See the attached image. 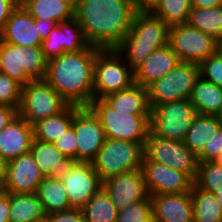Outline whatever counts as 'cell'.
<instances>
[{
    "instance_id": "6da1fadb",
    "label": "cell",
    "mask_w": 222,
    "mask_h": 222,
    "mask_svg": "<svg viewBox=\"0 0 222 222\" xmlns=\"http://www.w3.org/2000/svg\"><path fill=\"white\" fill-rule=\"evenodd\" d=\"M136 13L130 0L74 2V18L87 42L99 49H115L127 35Z\"/></svg>"
},
{
    "instance_id": "7a4b0ae2",
    "label": "cell",
    "mask_w": 222,
    "mask_h": 222,
    "mask_svg": "<svg viewBox=\"0 0 222 222\" xmlns=\"http://www.w3.org/2000/svg\"><path fill=\"white\" fill-rule=\"evenodd\" d=\"M99 48L64 52L47 62L46 82L69 104L89 106L93 100L94 63Z\"/></svg>"
},
{
    "instance_id": "3957f363",
    "label": "cell",
    "mask_w": 222,
    "mask_h": 222,
    "mask_svg": "<svg viewBox=\"0 0 222 222\" xmlns=\"http://www.w3.org/2000/svg\"><path fill=\"white\" fill-rule=\"evenodd\" d=\"M169 28L150 12H137L127 35L115 49L135 71L153 51L169 44Z\"/></svg>"
},
{
    "instance_id": "277c9868",
    "label": "cell",
    "mask_w": 222,
    "mask_h": 222,
    "mask_svg": "<svg viewBox=\"0 0 222 222\" xmlns=\"http://www.w3.org/2000/svg\"><path fill=\"white\" fill-rule=\"evenodd\" d=\"M89 107L99 117L108 139L145 143L150 131V115L116 111L103 99H93Z\"/></svg>"
},
{
    "instance_id": "5b68a950",
    "label": "cell",
    "mask_w": 222,
    "mask_h": 222,
    "mask_svg": "<svg viewBox=\"0 0 222 222\" xmlns=\"http://www.w3.org/2000/svg\"><path fill=\"white\" fill-rule=\"evenodd\" d=\"M144 144L106 138L91 162L101 182L110 177L140 169Z\"/></svg>"
},
{
    "instance_id": "8992f818",
    "label": "cell",
    "mask_w": 222,
    "mask_h": 222,
    "mask_svg": "<svg viewBox=\"0 0 222 222\" xmlns=\"http://www.w3.org/2000/svg\"><path fill=\"white\" fill-rule=\"evenodd\" d=\"M47 62L41 46L22 47L2 41L0 72L16 80L22 86L31 80L44 79Z\"/></svg>"
},
{
    "instance_id": "52a82bcc",
    "label": "cell",
    "mask_w": 222,
    "mask_h": 222,
    "mask_svg": "<svg viewBox=\"0 0 222 222\" xmlns=\"http://www.w3.org/2000/svg\"><path fill=\"white\" fill-rule=\"evenodd\" d=\"M93 99L129 88L134 84V71L116 49H99L94 63Z\"/></svg>"
},
{
    "instance_id": "ba28073f",
    "label": "cell",
    "mask_w": 222,
    "mask_h": 222,
    "mask_svg": "<svg viewBox=\"0 0 222 222\" xmlns=\"http://www.w3.org/2000/svg\"><path fill=\"white\" fill-rule=\"evenodd\" d=\"M199 77V64L179 62L173 70L146 87L150 109L162 103L189 99Z\"/></svg>"
},
{
    "instance_id": "9c48e42d",
    "label": "cell",
    "mask_w": 222,
    "mask_h": 222,
    "mask_svg": "<svg viewBox=\"0 0 222 222\" xmlns=\"http://www.w3.org/2000/svg\"><path fill=\"white\" fill-rule=\"evenodd\" d=\"M197 111L189 99L159 104L151 108L150 132L172 141H184Z\"/></svg>"
},
{
    "instance_id": "30bf717a",
    "label": "cell",
    "mask_w": 222,
    "mask_h": 222,
    "mask_svg": "<svg viewBox=\"0 0 222 222\" xmlns=\"http://www.w3.org/2000/svg\"><path fill=\"white\" fill-rule=\"evenodd\" d=\"M69 103L45 79L22 86L18 115L30 125L62 112Z\"/></svg>"
},
{
    "instance_id": "8fae6325",
    "label": "cell",
    "mask_w": 222,
    "mask_h": 222,
    "mask_svg": "<svg viewBox=\"0 0 222 222\" xmlns=\"http://www.w3.org/2000/svg\"><path fill=\"white\" fill-rule=\"evenodd\" d=\"M142 160H150L188 174L197 176V157L186 147L184 141H172L155 136L150 131L144 144Z\"/></svg>"
},
{
    "instance_id": "7c38bea8",
    "label": "cell",
    "mask_w": 222,
    "mask_h": 222,
    "mask_svg": "<svg viewBox=\"0 0 222 222\" xmlns=\"http://www.w3.org/2000/svg\"><path fill=\"white\" fill-rule=\"evenodd\" d=\"M169 45L180 62L200 64L218 51V41L188 24L170 26Z\"/></svg>"
},
{
    "instance_id": "4fadbf2b",
    "label": "cell",
    "mask_w": 222,
    "mask_h": 222,
    "mask_svg": "<svg viewBox=\"0 0 222 222\" xmlns=\"http://www.w3.org/2000/svg\"><path fill=\"white\" fill-rule=\"evenodd\" d=\"M71 208L81 209L102 187L97 172L89 162H70L59 174Z\"/></svg>"
},
{
    "instance_id": "5bb4252c",
    "label": "cell",
    "mask_w": 222,
    "mask_h": 222,
    "mask_svg": "<svg viewBox=\"0 0 222 222\" xmlns=\"http://www.w3.org/2000/svg\"><path fill=\"white\" fill-rule=\"evenodd\" d=\"M72 126L77 136V162L91 163L106 139L99 117L89 106L75 105Z\"/></svg>"
},
{
    "instance_id": "9a60e30c",
    "label": "cell",
    "mask_w": 222,
    "mask_h": 222,
    "mask_svg": "<svg viewBox=\"0 0 222 222\" xmlns=\"http://www.w3.org/2000/svg\"><path fill=\"white\" fill-rule=\"evenodd\" d=\"M141 168L149 196L182 194L192 190L194 180L186 173L150 160H142Z\"/></svg>"
},
{
    "instance_id": "2e32d148",
    "label": "cell",
    "mask_w": 222,
    "mask_h": 222,
    "mask_svg": "<svg viewBox=\"0 0 222 222\" xmlns=\"http://www.w3.org/2000/svg\"><path fill=\"white\" fill-rule=\"evenodd\" d=\"M44 177L33 155L28 152L7 161L6 179L1 191L13 194L36 193Z\"/></svg>"
},
{
    "instance_id": "e0dca14e",
    "label": "cell",
    "mask_w": 222,
    "mask_h": 222,
    "mask_svg": "<svg viewBox=\"0 0 222 222\" xmlns=\"http://www.w3.org/2000/svg\"><path fill=\"white\" fill-rule=\"evenodd\" d=\"M102 187L118 210L149 196L142 168L110 177L102 182Z\"/></svg>"
},
{
    "instance_id": "ac0fdd59",
    "label": "cell",
    "mask_w": 222,
    "mask_h": 222,
    "mask_svg": "<svg viewBox=\"0 0 222 222\" xmlns=\"http://www.w3.org/2000/svg\"><path fill=\"white\" fill-rule=\"evenodd\" d=\"M89 45L82 28L73 17L57 24L49 36L43 40L41 47L45 58L50 60L64 52H80Z\"/></svg>"
},
{
    "instance_id": "d6986e66",
    "label": "cell",
    "mask_w": 222,
    "mask_h": 222,
    "mask_svg": "<svg viewBox=\"0 0 222 222\" xmlns=\"http://www.w3.org/2000/svg\"><path fill=\"white\" fill-rule=\"evenodd\" d=\"M3 42L22 47L42 46L38 26L33 18L22 5H18L11 13L4 28L0 32Z\"/></svg>"
},
{
    "instance_id": "ffe728a7",
    "label": "cell",
    "mask_w": 222,
    "mask_h": 222,
    "mask_svg": "<svg viewBox=\"0 0 222 222\" xmlns=\"http://www.w3.org/2000/svg\"><path fill=\"white\" fill-rule=\"evenodd\" d=\"M154 222H193L191 192L150 196Z\"/></svg>"
},
{
    "instance_id": "44dd1931",
    "label": "cell",
    "mask_w": 222,
    "mask_h": 222,
    "mask_svg": "<svg viewBox=\"0 0 222 222\" xmlns=\"http://www.w3.org/2000/svg\"><path fill=\"white\" fill-rule=\"evenodd\" d=\"M33 139V125L17 115L0 131V156L9 161L30 152Z\"/></svg>"
},
{
    "instance_id": "7402d4cb",
    "label": "cell",
    "mask_w": 222,
    "mask_h": 222,
    "mask_svg": "<svg viewBox=\"0 0 222 222\" xmlns=\"http://www.w3.org/2000/svg\"><path fill=\"white\" fill-rule=\"evenodd\" d=\"M179 62L178 56L167 44L153 51L134 71V82L147 87L173 70Z\"/></svg>"
},
{
    "instance_id": "603a6c76",
    "label": "cell",
    "mask_w": 222,
    "mask_h": 222,
    "mask_svg": "<svg viewBox=\"0 0 222 222\" xmlns=\"http://www.w3.org/2000/svg\"><path fill=\"white\" fill-rule=\"evenodd\" d=\"M103 100L116 111L133 115H150L147 88L134 83L129 88L110 94Z\"/></svg>"
},
{
    "instance_id": "cb8c5ba5",
    "label": "cell",
    "mask_w": 222,
    "mask_h": 222,
    "mask_svg": "<svg viewBox=\"0 0 222 222\" xmlns=\"http://www.w3.org/2000/svg\"><path fill=\"white\" fill-rule=\"evenodd\" d=\"M46 215L36 193H10L9 222H44Z\"/></svg>"
},
{
    "instance_id": "d4e9b609",
    "label": "cell",
    "mask_w": 222,
    "mask_h": 222,
    "mask_svg": "<svg viewBox=\"0 0 222 222\" xmlns=\"http://www.w3.org/2000/svg\"><path fill=\"white\" fill-rule=\"evenodd\" d=\"M221 127L222 124L215 115L197 114L187 131L184 144L198 157L202 153L205 145L209 143Z\"/></svg>"
},
{
    "instance_id": "484cf974",
    "label": "cell",
    "mask_w": 222,
    "mask_h": 222,
    "mask_svg": "<svg viewBox=\"0 0 222 222\" xmlns=\"http://www.w3.org/2000/svg\"><path fill=\"white\" fill-rule=\"evenodd\" d=\"M75 115V105L69 104L62 112L33 124L34 139L53 143L72 126Z\"/></svg>"
},
{
    "instance_id": "4316f807",
    "label": "cell",
    "mask_w": 222,
    "mask_h": 222,
    "mask_svg": "<svg viewBox=\"0 0 222 222\" xmlns=\"http://www.w3.org/2000/svg\"><path fill=\"white\" fill-rule=\"evenodd\" d=\"M21 5L35 19H50L59 24L74 17L72 0H26Z\"/></svg>"
},
{
    "instance_id": "83f0119b",
    "label": "cell",
    "mask_w": 222,
    "mask_h": 222,
    "mask_svg": "<svg viewBox=\"0 0 222 222\" xmlns=\"http://www.w3.org/2000/svg\"><path fill=\"white\" fill-rule=\"evenodd\" d=\"M189 101L197 114L216 115L222 105V88L200 76L192 88Z\"/></svg>"
},
{
    "instance_id": "f1b7e54d",
    "label": "cell",
    "mask_w": 222,
    "mask_h": 222,
    "mask_svg": "<svg viewBox=\"0 0 222 222\" xmlns=\"http://www.w3.org/2000/svg\"><path fill=\"white\" fill-rule=\"evenodd\" d=\"M36 194L43 201L47 215L71 208L59 175L45 176L39 184Z\"/></svg>"
},
{
    "instance_id": "f546056e",
    "label": "cell",
    "mask_w": 222,
    "mask_h": 222,
    "mask_svg": "<svg viewBox=\"0 0 222 222\" xmlns=\"http://www.w3.org/2000/svg\"><path fill=\"white\" fill-rule=\"evenodd\" d=\"M30 152L44 176L59 175L70 163L52 143H44L33 139Z\"/></svg>"
},
{
    "instance_id": "4dcf8cb0",
    "label": "cell",
    "mask_w": 222,
    "mask_h": 222,
    "mask_svg": "<svg viewBox=\"0 0 222 222\" xmlns=\"http://www.w3.org/2000/svg\"><path fill=\"white\" fill-rule=\"evenodd\" d=\"M187 24L219 41L222 38V6L191 7Z\"/></svg>"
},
{
    "instance_id": "1f68e13d",
    "label": "cell",
    "mask_w": 222,
    "mask_h": 222,
    "mask_svg": "<svg viewBox=\"0 0 222 222\" xmlns=\"http://www.w3.org/2000/svg\"><path fill=\"white\" fill-rule=\"evenodd\" d=\"M193 222H221L222 209L213 193L193 184L191 190Z\"/></svg>"
},
{
    "instance_id": "d6a6232c",
    "label": "cell",
    "mask_w": 222,
    "mask_h": 222,
    "mask_svg": "<svg viewBox=\"0 0 222 222\" xmlns=\"http://www.w3.org/2000/svg\"><path fill=\"white\" fill-rule=\"evenodd\" d=\"M86 222H116L118 209L101 187L81 208Z\"/></svg>"
},
{
    "instance_id": "836d02e7",
    "label": "cell",
    "mask_w": 222,
    "mask_h": 222,
    "mask_svg": "<svg viewBox=\"0 0 222 222\" xmlns=\"http://www.w3.org/2000/svg\"><path fill=\"white\" fill-rule=\"evenodd\" d=\"M191 7V0H158L150 13L170 27L187 24Z\"/></svg>"
},
{
    "instance_id": "e575fe53",
    "label": "cell",
    "mask_w": 222,
    "mask_h": 222,
    "mask_svg": "<svg viewBox=\"0 0 222 222\" xmlns=\"http://www.w3.org/2000/svg\"><path fill=\"white\" fill-rule=\"evenodd\" d=\"M194 184L207 192L222 190V168L212 161L198 163Z\"/></svg>"
},
{
    "instance_id": "d590c367",
    "label": "cell",
    "mask_w": 222,
    "mask_h": 222,
    "mask_svg": "<svg viewBox=\"0 0 222 222\" xmlns=\"http://www.w3.org/2000/svg\"><path fill=\"white\" fill-rule=\"evenodd\" d=\"M116 222H154L150 196L119 210Z\"/></svg>"
},
{
    "instance_id": "8d00e7d4",
    "label": "cell",
    "mask_w": 222,
    "mask_h": 222,
    "mask_svg": "<svg viewBox=\"0 0 222 222\" xmlns=\"http://www.w3.org/2000/svg\"><path fill=\"white\" fill-rule=\"evenodd\" d=\"M22 85L0 72V105H8L18 110Z\"/></svg>"
},
{
    "instance_id": "74e56055",
    "label": "cell",
    "mask_w": 222,
    "mask_h": 222,
    "mask_svg": "<svg viewBox=\"0 0 222 222\" xmlns=\"http://www.w3.org/2000/svg\"><path fill=\"white\" fill-rule=\"evenodd\" d=\"M200 76L222 88V54H215L203 60L200 64Z\"/></svg>"
},
{
    "instance_id": "f35d334b",
    "label": "cell",
    "mask_w": 222,
    "mask_h": 222,
    "mask_svg": "<svg viewBox=\"0 0 222 222\" xmlns=\"http://www.w3.org/2000/svg\"><path fill=\"white\" fill-rule=\"evenodd\" d=\"M77 136L74 127L71 126L65 134L60 136L52 144L60 151L70 162H77Z\"/></svg>"
},
{
    "instance_id": "ab89813d",
    "label": "cell",
    "mask_w": 222,
    "mask_h": 222,
    "mask_svg": "<svg viewBox=\"0 0 222 222\" xmlns=\"http://www.w3.org/2000/svg\"><path fill=\"white\" fill-rule=\"evenodd\" d=\"M222 153V127L207 143L202 153L197 157L198 163L213 161L218 155Z\"/></svg>"
},
{
    "instance_id": "60d3db41",
    "label": "cell",
    "mask_w": 222,
    "mask_h": 222,
    "mask_svg": "<svg viewBox=\"0 0 222 222\" xmlns=\"http://www.w3.org/2000/svg\"><path fill=\"white\" fill-rule=\"evenodd\" d=\"M44 222H86L79 208H70L57 213L46 215Z\"/></svg>"
},
{
    "instance_id": "b9f144b4",
    "label": "cell",
    "mask_w": 222,
    "mask_h": 222,
    "mask_svg": "<svg viewBox=\"0 0 222 222\" xmlns=\"http://www.w3.org/2000/svg\"><path fill=\"white\" fill-rule=\"evenodd\" d=\"M18 6L16 0H0V32L4 28L12 11Z\"/></svg>"
},
{
    "instance_id": "7bdbcfd3",
    "label": "cell",
    "mask_w": 222,
    "mask_h": 222,
    "mask_svg": "<svg viewBox=\"0 0 222 222\" xmlns=\"http://www.w3.org/2000/svg\"><path fill=\"white\" fill-rule=\"evenodd\" d=\"M17 109L8 105H0V131L4 129L16 116Z\"/></svg>"
},
{
    "instance_id": "ee69618b",
    "label": "cell",
    "mask_w": 222,
    "mask_h": 222,
    "mask_svg": "<svg viewBox=\"0 0 222 222\" xmlns=\"http://www.w3.org/2000/svg\"><path fill=\"white\" fill-rule=\"evenodd\" d=\"M57 24L56 21L50 19H35V25L38 26L42 40H45L49 36L50 32Z\"/></svg>"
},
{
    "instance_id": "f6af8a7d",
    "label": "cell",
    "mask_w": 222,
    "mask_h": 222,
    "mask_svg": "<svg viewBox=\"0 0 222 222\" xmlns=\"http://www.w3.org/2000/svg\"><path fill=\"white\" fill-rule=\"evenodd\" d=\"M10 193L0 191V222H9Z\"/></svg>"
},
{
    "instance_id": "bcb514c9",
    "label": "cell",
    "mask_w": 222,
    "mask_h": 222,
    "mask_svg": "<svg viewBox=\"0 0 222 222\" xmlns=\"http://www.w3.org/2000/svg\"><path fill=\"white\" fill-rule=\"evenodd\" d=\"M137 12H150L158 0H130Z\"/></svg>"
},
{
    "instance_id": "7dc6e473",
    "label": "cell",
    "mask_w": 222,
    "mask_h": 222,
    "mask_svg": "<svg viewBox=\"0 0 222 222\" xmlns=\"http://www.w3.org/2000/svg\"><path fill=\"white\" fill-rule=\"evenodd\" d=\"M192 7L213 8L222 6V0H191Z\"/></svg>"
},
{
    "instance_id": "c3c4849f",
    "label": "cell",
    "mask_w": 222,
    "mask_h": 222,
    "mask_svg": "<svg viewBox=\"0 0 222 222\" xmlns=\"http://www.w3.org/2000/svg\"><path fill=\"white\" fill-rule=\"evenodd\" d=\"M6 170H7V161L0 156V189H2L6 179Z\"/></svg>"
},
{
    "instance_id": "681fc988",
    "label": "cell",
    "mask_w": 222,
    "mask_h": 222,
    "mask_svg": "<svg viewBox=\"0 0 222 222\" xmlns=\"http://www.w3.org/2000/svg\"><path fill=\"white\" fill-rule=\"evenodd\" d=\"M213 194L216 196V199L218 201V204L220 205L222 209V190H215Z\"/></svg>"
},
{
    "instance_id": "f907efd6",
    "label": "cell",
    "mask_w": 222,
    "mask_h": 222,
    "mask_svg": "<svg viewBox=\"0 0 222 222\" xmlns=\"http://www.w3.org/2000/svg\"><path fill=\"white\" fill-rule=\"evenodd\" d=\"M212 162L222 168V153L218 155Z\"/></svg>"
},
{
    "instance_id": "816d5d0a",
    "label": "cell",
    "mask_w": 222,
    "mask_h": 222,
    "mask_svg": "<svg viewBox=\"0 0 222 222\" xmlns=\"http://www.w3.org/2000/svg\"><path fill=\"white\" fill-rule=\"evenodd\" d=\"M215 117L221 122L222 124V105L219 109V111L217 112V114L215 115Z\"/></svg>"
},
{
    "instance_id": "f5cc1de1",
    "label": "cell",
    "mask_w": 222,
    "mask_h": 222,
    "mask_svg": "<svg viewBox=\"0 0 222 222\" xmlns=\"http://www.w3.org/2000/svg\"><path fill=\"white\" fill-rule=\"evenodd\" d=\"M218 51L222 54V38L218 41Z\"/></svg>"
},
{
    "instance_id": "db71d44e",
    "label": "cell",
    "mask_w": 222,
    "mask_h": 222,
    "mask_svg": "<svg viewBox=\"0 0 222 222\" xmlns=\"http://www.w3.org/2000/svg\"><path fill=\"white\" fill-rule=\"evenodd\" d=\"M16 1H17L18 5H21L26 0H16Z\"/></svg>"
},
{
    "instance_id": "11a10c76",
    "label": "cell",
    "mask_w": 222,
    "mask_h": 222,
    "mask_svg": "<svg viewBox=\"0 0 222 222\" xmlns=\"http://www.w3.org/2000/svg\"><path fill=\"white\" fill-rule=\"evenodd\" d=\"M1 45H2V40H1V37H0V50H1Z\"/></svg>"
}]
</instances>
